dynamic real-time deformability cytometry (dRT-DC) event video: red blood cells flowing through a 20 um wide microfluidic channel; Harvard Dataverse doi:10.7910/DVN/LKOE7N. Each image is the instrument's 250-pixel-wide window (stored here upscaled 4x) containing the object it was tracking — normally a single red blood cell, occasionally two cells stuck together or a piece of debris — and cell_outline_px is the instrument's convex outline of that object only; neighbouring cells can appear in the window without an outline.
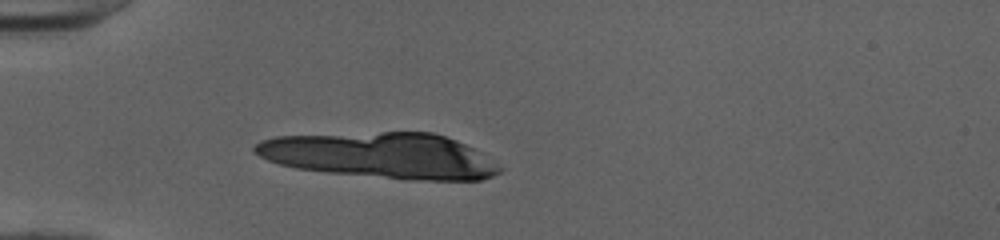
{"species": "human", "species_latin": "Homo sapiens", "temperature_condition": "cold", "stored_images_in_passage": 26, "camera_frame_rate_fps": 3000, "um_per_image_px": 0.085, "donor": {"sex": "female"}, "frame": {"image": 1, "passage_image": 1, "time_ms": 0.0, "image_size_px": [1000, 240], "cell_outline_px": [[504, 168], [500, 172], [492, 176], [480, 180], [400, 180], [328, 172], [296, 168], [280, 164], [268, 160], [260, 156], [252, 148], [260, 140], [276, 136], [380, 132], [432, 132], [456, 140], [472, 148]], "centroid_in_image_um": [32.37, 13.23], "position_along_channel_um": 52.6, "area_um2": 65.14}}